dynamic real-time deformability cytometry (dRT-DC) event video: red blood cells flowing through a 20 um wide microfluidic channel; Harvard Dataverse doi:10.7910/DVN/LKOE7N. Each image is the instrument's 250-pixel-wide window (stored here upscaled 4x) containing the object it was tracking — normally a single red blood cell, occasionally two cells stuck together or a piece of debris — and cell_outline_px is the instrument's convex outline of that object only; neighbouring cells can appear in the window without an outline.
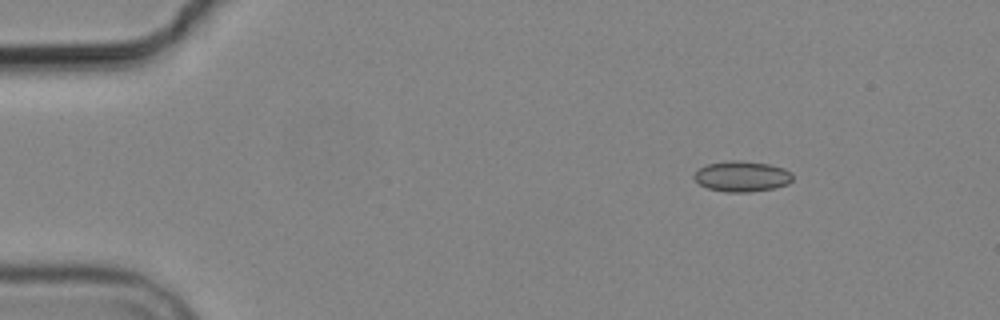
{"species": "common noctule bat (a hibernating species)", "species_latin": "Nyctalus noctula", "temperature_condition": "cold", "stored_images_in_passage": 6, "camera_frame_rate_fps": 3000, "um_per_image_px": 0.085, "animal": {"sex": "male", "body_mass_g": 19.2, "forearm_length_mm": 51.8}, "frame": {"image": 1, "passage_image": 1, "time_ms": 0.0, "image_size_px": [1000, 320], "cell_outline_px": [[792, 180], [788, 184], [776, 188], [748, 192], [724, 192], [708, 188], [700, 184], [692, 176], [700, 168], [708, 164], [728, 160], [740, 160], [768, 164], [784, 168], [792, 172]], "centroid_in_image_um": [63.08, 14.99], "position_along_channel_um": 21.9, "area_um2": 17.63}}
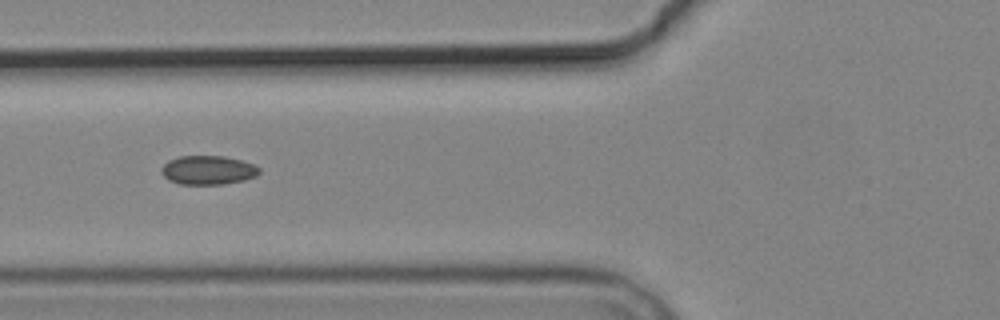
{"frame": {"image": 2, "passage_image": 5, "time_ms": 4.667, "image_size_px": [1000, 320], "cell_outline_px": [[260, 172], [256, 176], [244, 180], [224, 184], [180, 184], [168, 180], [160, 172], [160, 168], [168, 160], [180, 156], [224, 156], [240, 160], [252, 164], [260, 168]], "centroid_in_image_um": [17.65, 14.46], "position_along_channel_um": 108.1, "area_um2": 16.53}}
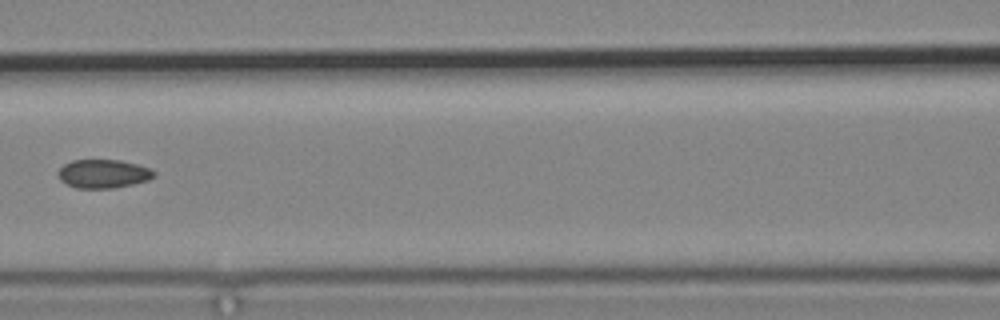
{"frame": {"image": 3, "passage_image": 6, "time_ms": 6.0, "image_size_px": [1000, 320], "cell_outline_px": [[156, 176], [148, 180], [132, 184], [112, 188], [76, 188], [60, 180], [56, 172], [64, 164], [72, 160], [120, 160], [152, 168], [156, 172]], "centroid_in_image_um": [8.79, 14.76], "position_along_channel_um": 157.8, "area_um2": 16.07}}